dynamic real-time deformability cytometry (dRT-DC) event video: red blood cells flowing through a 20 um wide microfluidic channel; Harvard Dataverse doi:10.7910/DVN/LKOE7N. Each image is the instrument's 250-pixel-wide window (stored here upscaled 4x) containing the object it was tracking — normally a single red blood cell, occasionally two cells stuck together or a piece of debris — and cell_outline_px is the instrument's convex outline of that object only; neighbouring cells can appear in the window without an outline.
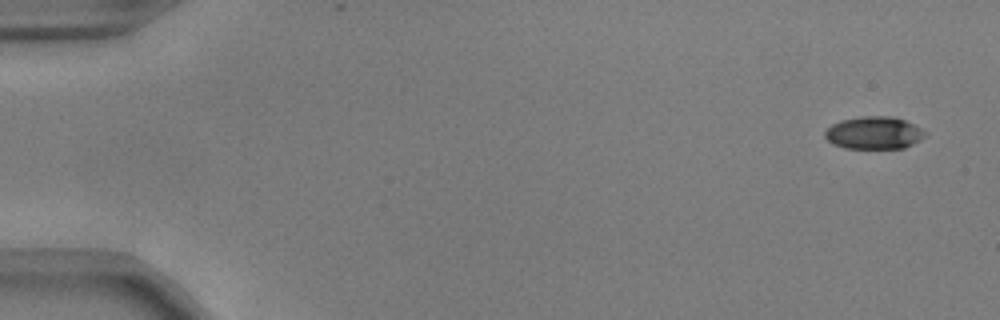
{"species": "common noctule bat (a hibernating species)", "species_latin": "Nyctalus noctula", "temperature_condition": "warm", "stored_images_in_passage": 53, "camera_frame_rate_fps": 3000, "um_per_image_px": 0.085, "animal": {"sex": "male", "body_mass_g": 17.9, "forearm_length_mm": 54.2}, "frame": {"image": 1, "passage_image": 1, "time_ms": 0.0, "image_size_px": [1000, 320], "cell_outline_px": [[928, 132], [920, 140], [904, 148], [844, 148], [832, 144], [824, 136], [824, 132], [832, 124], [840, 120], [860, 116], [892, 116], [904, 120]], "centroid_in_image_um": [74.27, 11.29], "position_along_channel_um": 10.7, "area_um2": 19.02}}
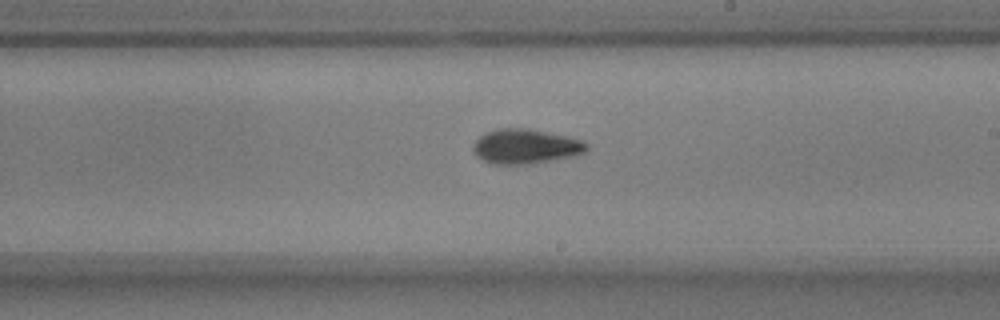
{"frame": {"image": 2, "passage_image": 31, "time_ms": 10.0, "image_size_px": [1000, 320], "cell_outline_px": [[588, 152], [576, 156], [528, 164], [496, 164], [484, 160], [476, 156], [472, 152], [472, 148], [476, 140], [484, 132], [500, 128], [528, 128], [568, 136], [580, 140], [588, 144]], "centroid_in_image_um": [44.69, 12.44], "position_along_channel_um": 244.3, "area_um2": 23.12}}
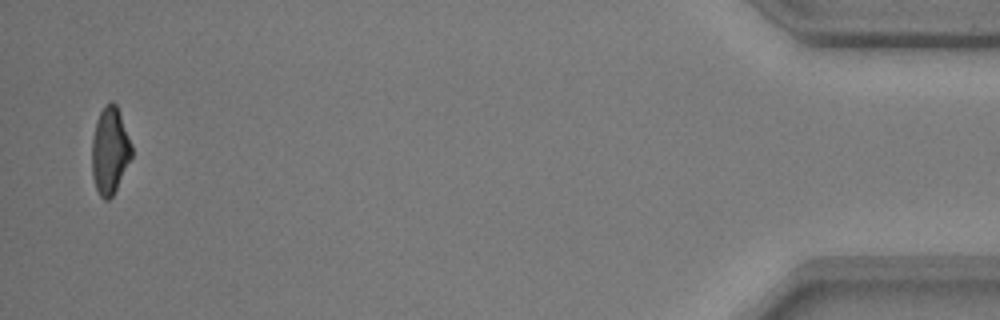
{"frame": {"image": 3, "passage_image": 52, "time_ms": 17.0, "image_size_px": [1000, 320], "cell_outline_px": [[132, 156], [112, 196], [108, 200], [104, 200], [100, 196], [96, 188], [92, 176], [92, 136], [96, 120], [104, 104], [112, 100], [116, 104], [132, 144]], "centroid_in_image_um": [9.32, 12.77], "position_along_channel_um": 425.9, "area_um2": 20.11}, "authors_computed_cell_mechanics": {"area_um2": 21.2704, "velocity_mm_per_s": 3.7364, "shape_relaxation_time_tau1_ms": 3.4679, "shape_relaxation_time_tau2_ms": 3.5339, "deformation_change_tau1": 0.1465, "deformation_change_tau2": 0.1057}}